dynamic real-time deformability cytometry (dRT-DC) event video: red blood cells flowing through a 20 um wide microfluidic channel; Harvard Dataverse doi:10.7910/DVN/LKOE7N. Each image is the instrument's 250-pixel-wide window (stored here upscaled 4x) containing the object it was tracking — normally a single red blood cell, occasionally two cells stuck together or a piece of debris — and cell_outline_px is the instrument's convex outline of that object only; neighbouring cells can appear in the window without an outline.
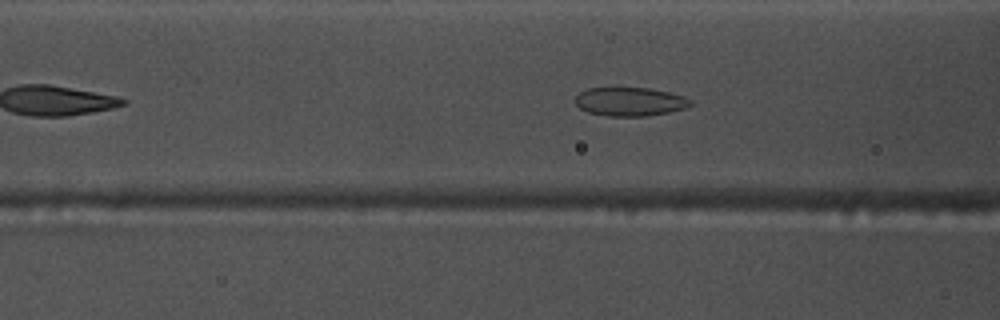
{"species": "common noctule bat (a hibernating species)", "species_latin": "Nyctalus noctula", "temperature_condition": "warm", "stored_images_in_passage": 41, "camera_frame_rate_fps": 3000, "um_per_image_px": 0.085, "animal": {"sex": "male", "body_mass_g": 17.5, "forearm_length_mm": 52.3}, "frame": {"image": 1, "passage_image": 7, "time_ms": 2.0, "image_size_px": [1000, 320], "cell_outline_px": [[692, 104], [684, 108], [668, 112], [648, 116], [608, 116], [588, 112], [580, 108], [576, 104], [576, 96], [580, 92], [588, 88], [648, 88], [668, 92], [684, 96], [692, 100]], "centroid_in_image_um": [53.55, 8.64], "position_along_channel_um": 113.1, "area_um2": 19.13}}
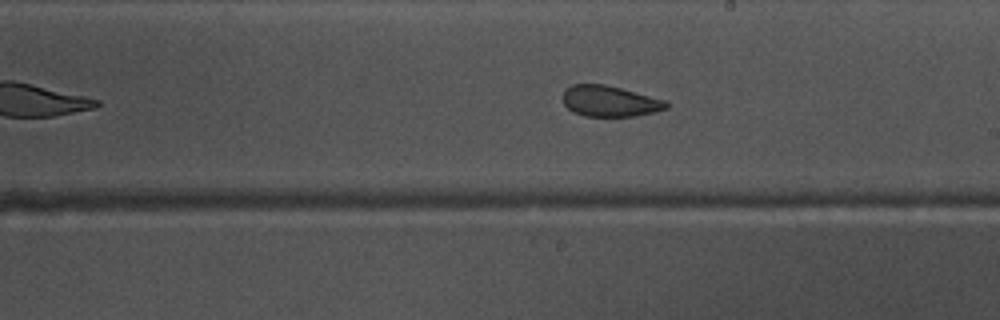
{"frame": {"image": 2, "passage_image": 17, "time_ms": 5.333, "image_size_px": [1000, 320], "cell_outline_px": [[672, 104], [668, 108], [636, 116], [584, 116], [572, 112], [564, 104], [564, 88], [572, 84], [604, 84], [668, 100]], "centroid_in_image_um": [51.86, 8.6], "position_along_channel_um": 237.1, "area_um2": 18.79}}
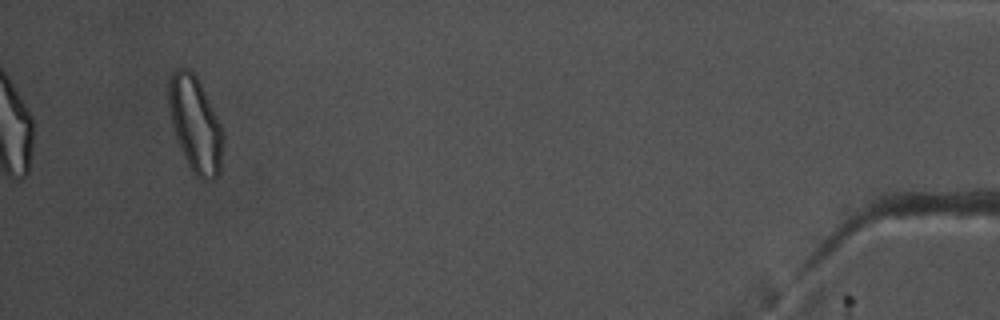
{"frame": {"image": 3, "passage_image": 38, "time_ms": 12.333, "image_size_px": [1000, 320], "cell_outline_px": [[224, 144], [220, 172], [212, 180], [200, 180], [192, 172], [184, 156], [176, 136], [172, 124], [168, 108], [168, 80], [172, 72], [176, 68], [188, 68], [196, 76], [220, 124], [224, 136]], "centroid_in_image_um": [16.6, 10.59], "position_along_channel_um": 418.6, "area_um2": 30.17}, "authors_computed_cell_mechanics": {"area_um2": 20.0566, "velocity_mm_per_s": 3.7308, "shape_relaxation_time_tau1_ms": null, "shape_relaxation_time_tau2_ms": 1.7923, "deformation_change_tau1": null, "deformation_change_tau2": 0.0809}}